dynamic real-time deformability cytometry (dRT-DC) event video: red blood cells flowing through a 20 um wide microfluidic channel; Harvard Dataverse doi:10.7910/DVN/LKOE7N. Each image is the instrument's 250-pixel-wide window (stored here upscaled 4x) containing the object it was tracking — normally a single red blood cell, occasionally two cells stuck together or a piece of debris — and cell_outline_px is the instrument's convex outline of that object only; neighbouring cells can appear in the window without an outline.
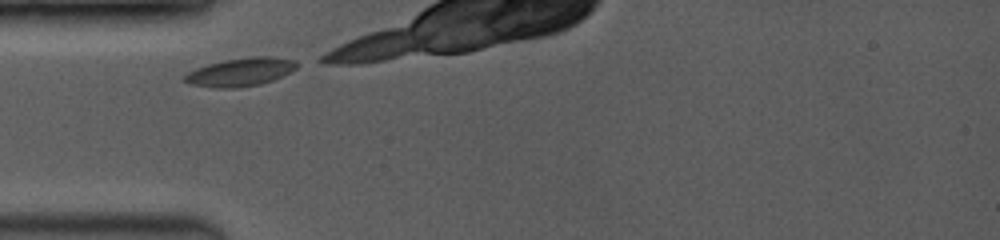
{"species": "common noctule bat (a hibernating species)", "species_latin": "Nyctalus noctula", "temperature_condition": "room temperature", "stored_images_in_passage": 4, "camera_frame_rate_fps": 3500, "um_per_image_px": 0.085, "animal": {"sex": "female", "body_mass_g": 19.0, "forearm_length_mm": 53.3}, "frame": {"image": 1, "passage_image": 1, "time_ms": 0.0, "image_size_px": [1000, 240], "cell_outline_px": [[300, 64], [296, 68], [272, 80], [260, 84], [236, 88], [216, 88], [192, 84], [184, 80], [184, 76], [188, 72], [196, 68], [208, 64], [224, 60], [252, 56], [272, 56], [296, 60]], "centroid_in_image_um": [20.46, 6.11], "position_along_channel_um": 64.5, "area_um2": 18.38}}